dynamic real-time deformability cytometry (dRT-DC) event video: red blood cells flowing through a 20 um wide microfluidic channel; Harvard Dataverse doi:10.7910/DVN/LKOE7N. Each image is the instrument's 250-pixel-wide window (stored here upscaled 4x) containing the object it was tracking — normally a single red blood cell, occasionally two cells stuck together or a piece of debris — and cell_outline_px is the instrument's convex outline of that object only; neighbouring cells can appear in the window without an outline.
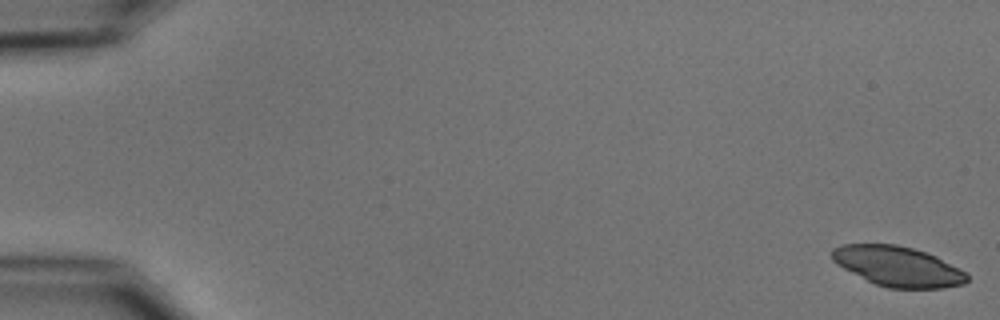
{"species": "common noctule bat (a hibernating species)", "species_latin": "Nyctalus noctula", "temperature_condition": "cold", "stored_images_in_passage": 6, "camera_frame_rate_fps": 3000, "um_per_image_px": 0.085, "animal": {"sex": "male", "body_mass_g": 15.6}, "frame": {"image": 1, "passage_image": 1, "time_ms": 0.0, "image_size_px": [1000, 320], "cell_outline_px": [[968, 280], [964, 284], [944, 288], [888, 288], [876, 284], [836, 264], [832, 260], [832, 248], [844, 244], [896, 244], [912, 248], [936, 256], [960, 268], [968, 276]], "centroid_in_image_um": [76.33, 22.64], "position_along_channel_um": 8.7, "area_um2": 31.27}}